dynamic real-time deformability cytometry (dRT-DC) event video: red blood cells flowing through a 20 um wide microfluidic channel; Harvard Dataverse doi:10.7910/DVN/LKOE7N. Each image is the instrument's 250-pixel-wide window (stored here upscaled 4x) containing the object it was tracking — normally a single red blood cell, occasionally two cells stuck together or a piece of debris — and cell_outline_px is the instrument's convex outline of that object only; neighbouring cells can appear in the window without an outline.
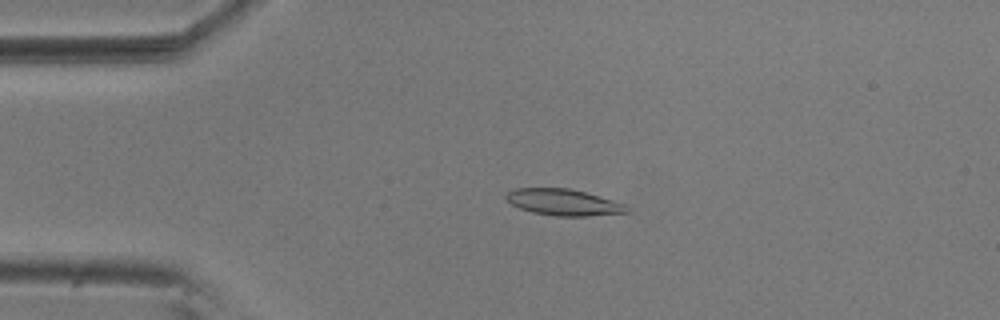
{"species": "common noctule bat (a hibernating species)", "species_latin": "Nyctalus noctula", "temperature_condition": "room temperature", "stored_images_in_passage": 53, "camera_frame_rate_fps": 3000, "um_per_image_px": 0.085, "animal": {"sex": "male", "body_mass_g": 20.5, "forearm_length_mm": 52.5}, "frame": {"image": 1, "passage_image": 11, "time_ms": 3.333, "image_size_px": [1000, 320], "cell_outline_px": [[628, 212], [588, 216], [556, 216], [532, 212], [520, 208], [504, 200], [504, 196], [508, 192], [516, 188], [568, 188], [584, 192], [612, 200], [624, 204], [628, 208]], "centroid_in_image_um": [47.84, 17.19], "position_along_channel_um": 37.2, "area_um2": 18.38}}
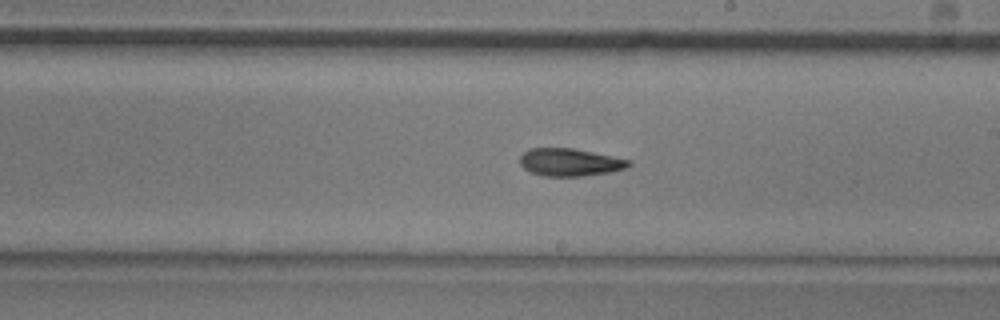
{"frame": {"image": 2, "passage_image": 30, "time_ms": 9.667, "image_size_px": [1000, 320], "cell_outline_px": [[632, 164], [628, 168], [612, 172], [584, 176], [540, 176], [524, 168], [520, 164], [520, 156], [528, 148], [572, 148], [632, 160]], "centroid_in_image_um": [48.47, 13.8], "position_along_channel_um": 240.5, "area_um2": 17.69}}
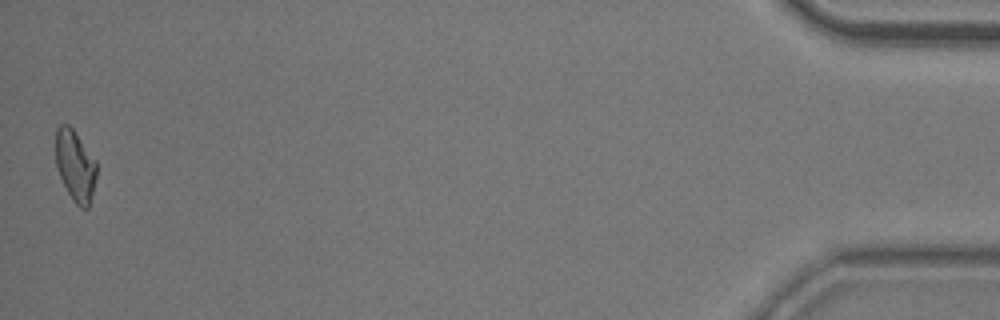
{"frame": {"image": 3, "passage_image": 53, "time_ms": 17.333, "image_size_px": [1000, 320], "cell_outline_px": [[96, 176], [88, 208], [80, 208], [72, 200], [60, 176], [56, 164], [56, 128], [60, 124], [68, 124], [72, 128], [96, 160]], "centroid_in_image_um": [6.39, 14.07], "position_along_channel_um": 428.8, "area_um2": 16.7}, "authors_computed_cell_mechanics": {"area_um2": 17.7446, "velocity_mm_per_s": 3.6897, "shape_relaxation_time_tau1_ms": null, "shape_relaxation_time_tau2_ms": 4.9926, "deformation_change_tau1": null, "deformation_change_tau2": 0.1232}}